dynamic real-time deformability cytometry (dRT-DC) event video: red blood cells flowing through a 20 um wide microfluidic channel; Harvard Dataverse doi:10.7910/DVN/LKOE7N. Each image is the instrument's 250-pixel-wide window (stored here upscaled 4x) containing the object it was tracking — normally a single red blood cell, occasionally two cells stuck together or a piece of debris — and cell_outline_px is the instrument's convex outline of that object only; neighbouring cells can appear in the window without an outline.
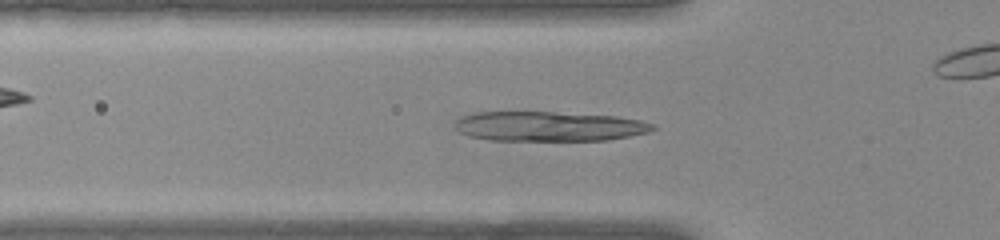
{"species": "common noctule bat (a hibernating species)", "species_latin": "Nyctalus noctula", "temperature_condition": "warm", "stored_images_in_passage": 53, "camera_frame_rate_fps": 3000, "um_per_image_px": 0.085, "animal": {"sex": "female", "body_mass_g": 22.0, "forearm_length_mm": 56.7}, "frame": {"image": 1, "passage_image": 17, "time_ms": 5.333, "image_size_px": [1000, 240], "cell_outline_px": [[656, 128], [648, 132], [608, 140], [488, 140], [468, 136], [460, 132], [456, 128], [456, 120], [460, 116], [476, 112], [552, 112], [616, 116], [640, 120], [656, 124]], "centroid_in_image_um": [46.66, 10.73], "position_along_channel_um": 79.1, "area_um2": 34.28}}
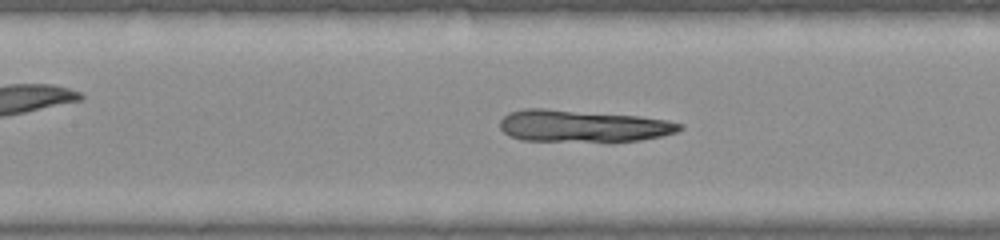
{"frame": {"image": 2, "passage_image": 23, "time_ms": 7.333, "image_size_px": [1000, 240], "cell_outline_px": [[684, 128], [676, 132], [660, 136], [640, 140], [612, 144], [608, 144], [524, 140], [508, 136], [500, 128], [500, 120], [508, 112], [524, 108], [544, 108], [640, 116], [668, 120], [684, 124]], "centroid_in_image_um": [49.56, 10.75], "position_along_channel_um": 157.8, "area_um2": 34.91}}
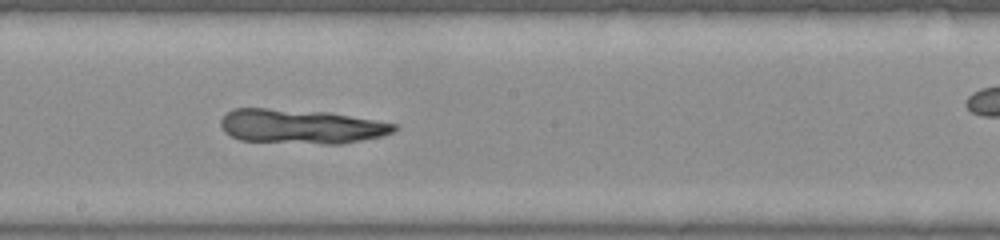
{"frame": {"image": 3, "passage_image": 28, "time_ms": 9.0, "image_size_px": [1000, 240], "cell_outline_px": [[396, 128], [392, 132], [384, 136], [340, 144], [324, 144], [240, 140], [224, 132], [220, 124], [220, 120], [232, 108], [268, 108], [328, 112], [396, 124]], "centroid_in_image_um": [25.56, 10.74], "position_along_channel_um": 222.6, "area_um2": 34.62}}